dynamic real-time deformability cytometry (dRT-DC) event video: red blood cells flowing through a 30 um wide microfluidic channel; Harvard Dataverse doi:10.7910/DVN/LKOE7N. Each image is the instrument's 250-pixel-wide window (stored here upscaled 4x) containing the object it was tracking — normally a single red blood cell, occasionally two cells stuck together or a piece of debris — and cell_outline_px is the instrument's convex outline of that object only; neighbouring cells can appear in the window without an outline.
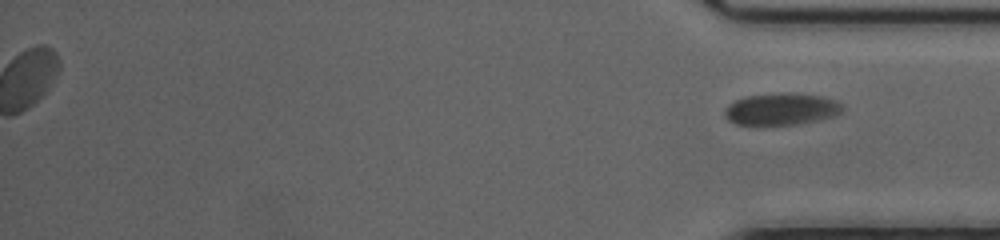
{"species": "common noctule bat (a hibernating species)", "species_latin": "Nyctalus noctula", "temperature_condition": "cold", "stored_images_in_passage": 43, "segment_of_instrument_passage": [2, 2], "camera_frame_rate_fps": 3000, "um_per_image_px": 0.085, "animal": {"sex": "female", "body_mass_g": 20.0, "forearm_length_mm": 54.0}, "frame": {"image": 1, "passage_image": 43, "time_ms": 14.0, "image_size_px": [1000, 240], "cell_outline_px": [[844, 112], [836, 116], [796, 124], [764, 128], [736, 124], [728, 120], [724, 116], [724, 112], [728, 104], [736, 100], [748, 96], [784, 92], [788, 92], [824, 96], [836, 100], [844, 104]], "centroid_in_image_um": [66.43, 9.31], "position_along_channel_um": 368.8, "area_um2": 22.89}}